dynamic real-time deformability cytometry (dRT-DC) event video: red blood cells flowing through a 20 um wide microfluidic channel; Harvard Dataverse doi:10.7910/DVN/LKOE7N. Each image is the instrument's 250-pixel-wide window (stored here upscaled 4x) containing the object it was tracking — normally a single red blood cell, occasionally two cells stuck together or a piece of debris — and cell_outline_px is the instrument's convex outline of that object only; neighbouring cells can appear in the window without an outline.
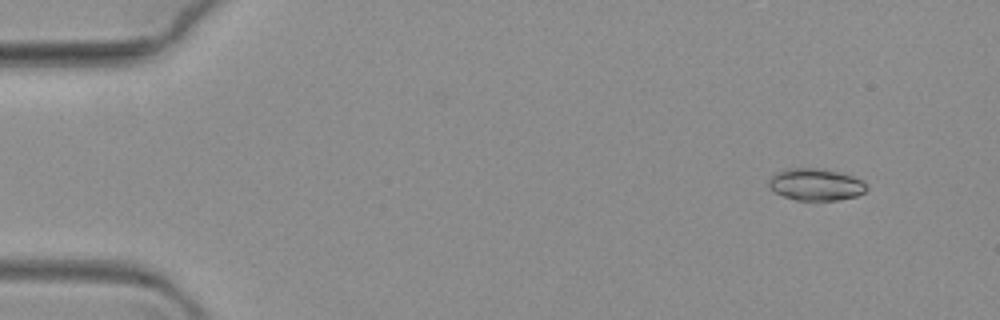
{"species": "common noctule bat (a hibernating species)", "species_latin": "Nyctalus noctula", "temperature_condition": "warm", "stored_images_in_passage": 13, "camera_frame_rate_fps": 3000, "um_per_image_px": 0.085, "animal": {"sex": "female", "body_mass_g": 19.3, "forearm_length_mm": 54.1}, "frame": {"image": 1, "passage_image": 1, "time_ms": 0.0, "image_size_px": [1000, 320], "cell_outline_px": [[868, 188], [864, 192], [856, 196], [836, 200], [796, 200], [784, 196], [776, 192], [768, 184], [768, 180], [776, 172], [788, 168], [816, 168], [836, 172], [852, 176], [860, 180]], "centroid_in_image_um": [69.31, 15.68], "position_along_channel_um": 15.7, "area_um2": 17.86}}